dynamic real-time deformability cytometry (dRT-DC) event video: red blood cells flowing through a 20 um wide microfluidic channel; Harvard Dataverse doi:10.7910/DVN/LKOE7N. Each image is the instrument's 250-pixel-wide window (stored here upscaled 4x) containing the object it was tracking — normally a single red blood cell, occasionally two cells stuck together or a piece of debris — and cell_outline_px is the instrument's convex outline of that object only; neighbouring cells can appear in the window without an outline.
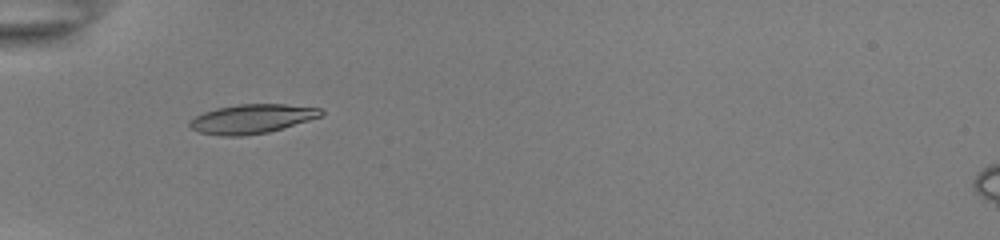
{"species": "common noctule bat (a hibernating species)", "species_latin": "Nyctalus noctula", "temperature_condition": "room temperature", "stored_images_in_passage": 36, "camera_frame_rate_fps": 3000, "um_per_image_px": 0.085, "animal": {"sex": "female", "body_mass_g": 22.0, "forearm_length_mm": 56.7}, "frame": {"image": 1, "passage_image": 1, "time_ms": 0.0, "image_size_px": [1000, 240], "cell_outline_px": [[324, 116], [268, 132], [240, 136], [220, 136], [200, 132], [192, 128], [188, 124], [196, 116], [204, 112], [216, 108], [236, 104], [284, 104], [320, 108], [324, 112]], "centroid_in_image_um": [21.44, 10.09], "position_along_channel_um": 63.6, "area_um2": 22.25}}
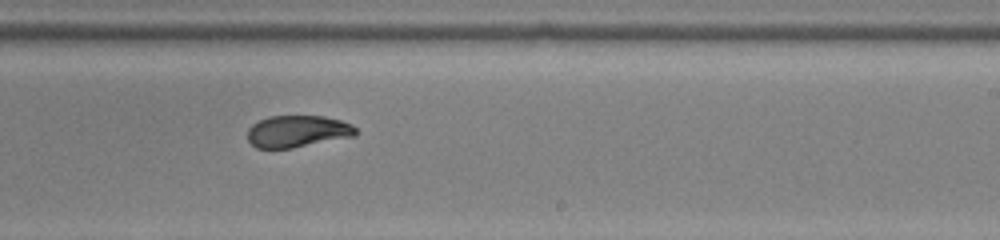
{"frame": {"image": 2, "passage_image": 17, "time_ms": 5.333, "image_size_px": [1000, 240], "cell_outline_px": [[356, 136], [292, 148], [256, 148], [248, 140], [248, 128], [252, 124], [268, 116], [324, 116], [340, 120], [352, 124], [356, 128]], "centroid_in_image_um": [25.3, 11.16], "position_along_channel_um": 263.7, "area_um2": 20.17}}
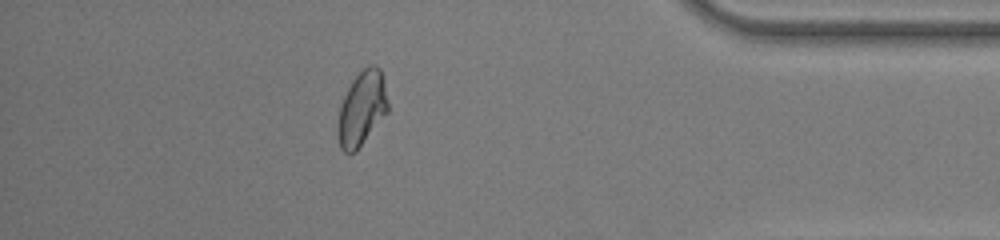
{"frame": {"image": 3, "passage_image": 30, "time_ms": 9.667, "image_size_px": [1000, 240], "cell_outline_px": [[388, 112], [356, 152], [344, 152], [340, 148], [336, 132], [336, 128], [340, 108], [344, 96], [352, 80], [368, 64], [376, 64], [380, 68], [388, 100]], "centroid_in_image_um": [30.75, 9.24], "position_along_channel_um": 404.4, "area_um2": 21.85}, "authors_computed_cell_mechanics": {"area_um2": 21.5883, "velocity_mm_per_s": 3.8821, "shape_relaxation_time_tau1_ms": 8.469, "shape_relaxation_time_tau2_ms": 0.8436, "deformation_change_tau1": 0.2602, "deformation_change_tau2": 0.0395}}